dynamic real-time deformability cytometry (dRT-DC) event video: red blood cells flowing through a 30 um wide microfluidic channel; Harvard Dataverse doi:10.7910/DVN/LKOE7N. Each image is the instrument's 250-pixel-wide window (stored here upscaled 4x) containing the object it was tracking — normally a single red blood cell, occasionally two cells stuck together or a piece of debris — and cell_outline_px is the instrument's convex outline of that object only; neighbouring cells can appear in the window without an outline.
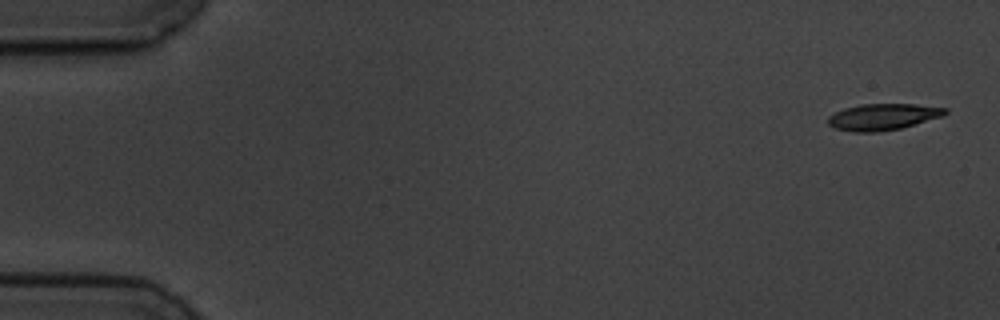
{"species": "common noctule bat (a hibernating species)", "species_latin": "Nyctalus noctula", "temperature_condition": "cold", "stored_images_in_passage": 6, "camera_frame_rate_fps": 3000, "um_per_image_px": 0.085, "animal": {"sex": "male", "body_mass_g": 19.5, "forearm_length_mm": 54.6}, "frame": {"image": 1, "passage_image": 1, "time_ms": 0.0, "image_size_px": [1000, 320], "cell_outline_px": [[948, 112], [944, 116], [900, 128], [876, 132], [856, 132], [836, 128], [828, 124], [828, 116], [844, 108], [860, 104], [916, 104], [948, 108]], "centroid_in_image_um": [75.08, 9.92], "position_along_channel_um": 9.9, "area_um2": 17.98}}
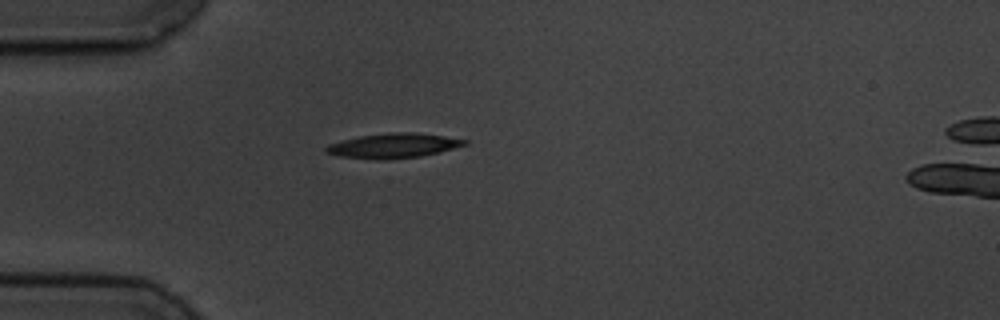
{"frame": {"image": 2, "passage_image": 5, "time_ms": 4.667, "image_size_px": [1000, 320], "cell_outline_px": [[468, 144], [440, 152], [420, 156], [384, 160], [376, 160], [336, 156], [324, 152], [324, 148], [328, 144], [360, 136], [392, 132], [412, 132], [444, 136], [468, 140]], "centroid_in_image_um": [33.41, 12.39], "position_along_channel_um": 51.6, "area_um2": 20.0}}